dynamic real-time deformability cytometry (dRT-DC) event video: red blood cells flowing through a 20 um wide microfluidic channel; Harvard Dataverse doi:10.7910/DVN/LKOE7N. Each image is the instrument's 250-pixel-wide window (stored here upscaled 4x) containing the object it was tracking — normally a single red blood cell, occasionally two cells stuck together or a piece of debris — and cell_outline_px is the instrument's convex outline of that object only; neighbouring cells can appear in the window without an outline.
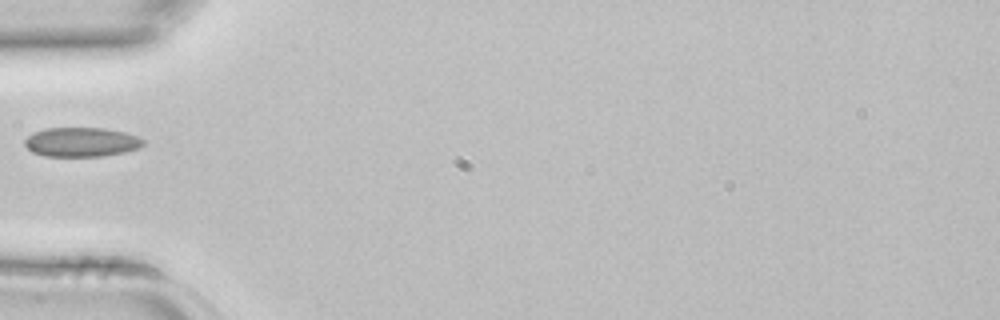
{"species": "common noctule bat (a hibernating species)", "species_latin": "Nyctalus noctula", "temperature_condition": "room temperature", "stored_images_in_passage": 1, "camera_frame_rate_fps": 3000, "um_per_image_px": 0.085, "animal": {"sex": "female", "body_mass_g": 22.7, "forearm_length_mm": 54.2}, "frame": {"image": 1, "passage_image": 1, "time_ms": 0.0, "image_size_px": [1000, 320], "cell_outline_px": [[144, 144], [140, 148], [124, 152], [100, 156], [44, 156], [32, 152], [24, 144], [24, 140], [28, 136], [44, 128], [104, 128], [124, 132], [140, 136], [144, 140]], "centroid_in_image_um": [6.94, 12.07], "position_along_channel_um": 78.1, "area_um2": 20.29}}